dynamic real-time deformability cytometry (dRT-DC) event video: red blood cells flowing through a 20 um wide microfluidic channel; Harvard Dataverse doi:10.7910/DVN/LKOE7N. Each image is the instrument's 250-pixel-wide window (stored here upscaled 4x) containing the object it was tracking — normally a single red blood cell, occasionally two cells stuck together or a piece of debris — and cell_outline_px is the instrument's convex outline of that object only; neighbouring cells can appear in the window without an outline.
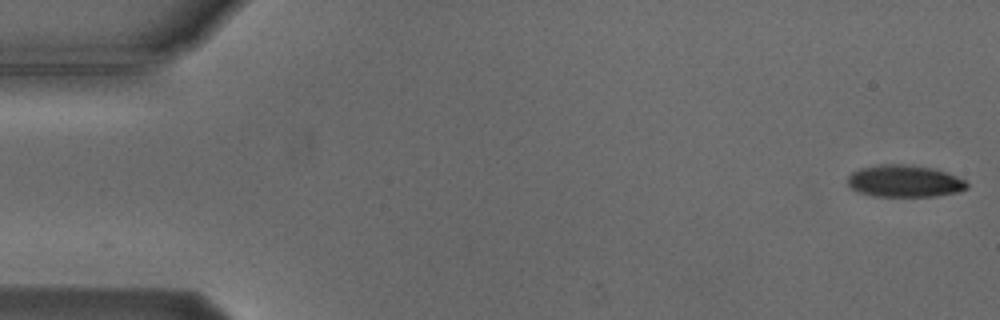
{"species": "Egyptian fruit bat (a non-hibernating species)", "species_latin": "Rousettus aegyptiacus", "temperature_condition": "cold", "stored_images_in_passage": 2, "camera_frame_rate_fps": 3000, "um_per_image_px": 0.085, "animal": {"sex": "male"}, "frame": {"image": 1, "passage_image": 2, "time_ms": 1.0, "image_size_px": [1000, 320], "cell_outline_px": [[968, 188], [960, 192], [936, 196], [872, 196], [856, 192], [848, 184], [848, 176], [852, 172], [860, 168], [880, 164], [912, 164], [936, 168], [956, 176], [964, 180], [968, 184]], "centroid_in_image_um": [76.89, 15.39], "position_along_channel_um": 8.1, "area_um2": 22.6}}